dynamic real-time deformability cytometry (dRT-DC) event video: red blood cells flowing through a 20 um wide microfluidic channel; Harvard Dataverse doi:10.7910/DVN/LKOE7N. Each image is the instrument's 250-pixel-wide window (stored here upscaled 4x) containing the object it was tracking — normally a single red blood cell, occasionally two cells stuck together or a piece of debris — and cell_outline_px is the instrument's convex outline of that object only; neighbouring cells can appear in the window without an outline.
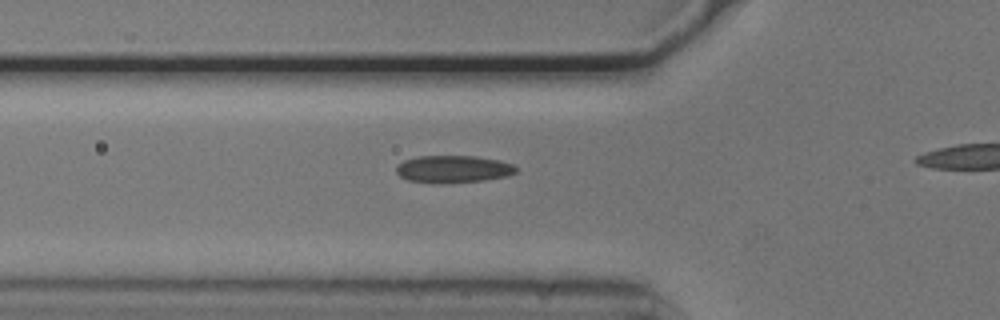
{"species": "common noctule bat (a hibernating species)", "species_latin": "Nyctalus noctula", "temperature_condition": "cold", "stored_images_in_passage": 27, "camera_frame_rate_fps": 3000, "um_per_image_px": 0.085, "animal": {"sex": "male", "body_mass_g": 20.5, "forearm_length_mm": 52.5}, "frame": {"image": 1, "passage_image": 2, "time_ms": 0.333, "image_size_px": [1000, 320], "cell_outline_px": [[516, 172], [508, 176], [484, 180], [440, 184], [408, 180], [400, 176], [396, 172], [396, 164], [404, 160], [416, 156], [476, 156], [500, 160], [512, 164], [516, 168]], "centroid_in_image_um": [38.5, 14.37], "position_along_channel_um": 87.3, "area_um2": 19.25}}
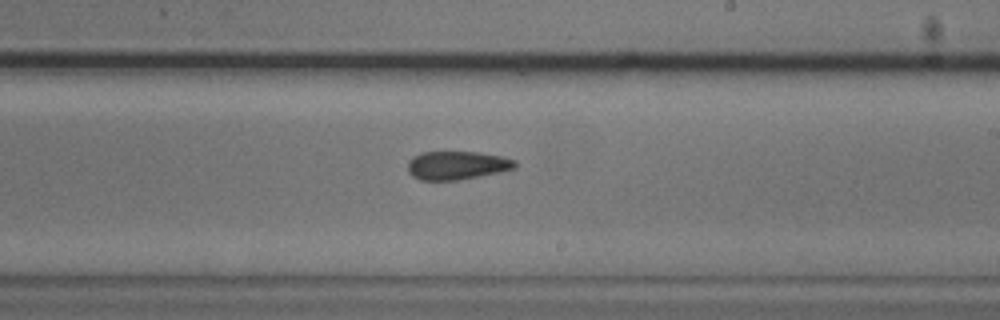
{"frame": {"image": 2, "passage_image": 15, "time_ms": 4.667, "image_size_px": [1000, 320], "cell_outline_px": [[516, 168], [460, 180], [420, 180], [412, 176], [408, 172], [408, 160], [412, 156], [420, 152], [476, 152], [500, 156], [516, 160]], "centroid_in_image_um": [38.79, 14.05], "position_along_channel_um": 250.2, "area_um2": 17.8}}
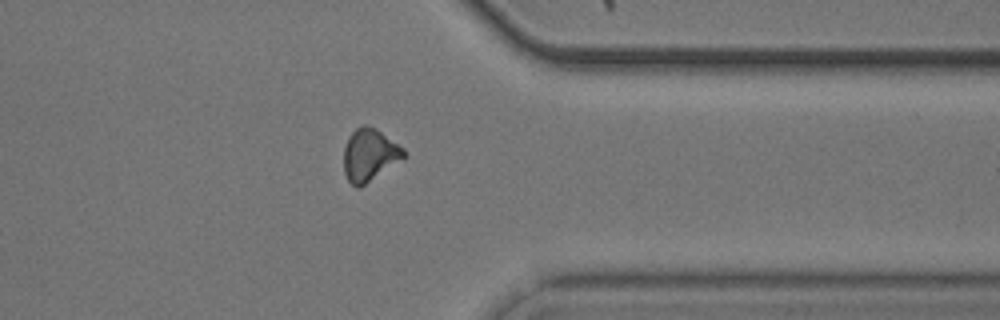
{"frame": {"image": 3, "passage_image": 26, "time_ms": 8.333, "image_size_px": [1000, 320], "cell_outline_px": [[404, 156], [360, 188], [356, 188], [348, 180], [344, 172], [344, 148], [348, 136], [356, 128], [364, 124], [368, 124], [376, 128], [404, 148]], "centroid_in_image_um": [31.36, 13.14], "position_along_channel_um": 380.0, "area_um2": 18.03}}